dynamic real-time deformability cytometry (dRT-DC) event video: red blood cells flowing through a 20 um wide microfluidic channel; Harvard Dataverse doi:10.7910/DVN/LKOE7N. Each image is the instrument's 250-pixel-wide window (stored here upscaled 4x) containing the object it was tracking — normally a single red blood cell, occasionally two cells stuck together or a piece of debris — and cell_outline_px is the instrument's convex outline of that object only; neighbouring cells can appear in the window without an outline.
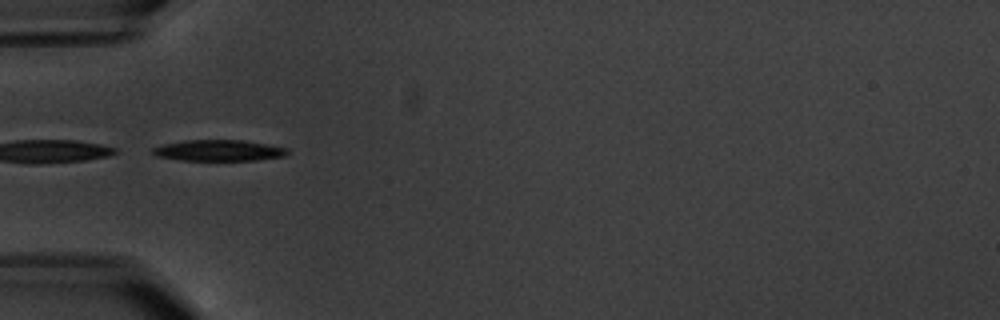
{"species": "common noctule bat (a hibernating species)", "species_latin": "Nyctalus noctula", "temperature_condition": "warm", "stored_images_in_passage": 11, "segment_of_instrument_passage": [2, 2], "camera_frame_rate_fps": 3000, "um_per_image_px": 0.085, "animal": {"sex": "male", "body_mass_g": 20.1, "forearm_length_mm": 53.5}, "frame": {"image": 1, "passage_image": 5, "time_ms": 5.667, "image_size_px": [1000, 320], "cell_outline_px": [[288, 152], [284, 156], [256, 160], [180, 160], [156, 156], [152, 152], [152, 148], [164, 144], [184, 140], [244, 140], [268, 144], [288, 148]], "centroid_in_image_um": [18.59, 12.78], "position_along_channel_um": 66.4, "area_um2": 16.53}}
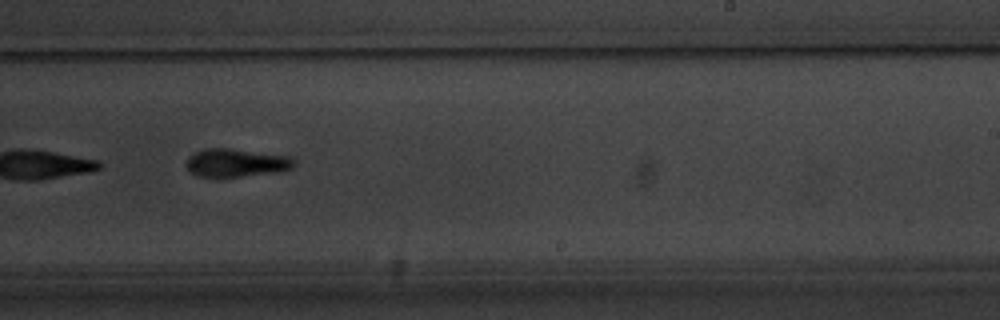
{"frame": {"image": 2, "passage_image": 10, "time_ms": 11.667, "image_size_px": [1000, 320], "cell_outline_px": [[296, 164], [292, 168], [272, 172], [240, 176], [196, 176], [184, 164], [188, 156], [204, 148], [228, 148], [292, 156], [296, 160]], "centroid_in_image_um": [20.07, 13.81], "position_along_channel_um": 268.9, "area_um2": 17.57}}
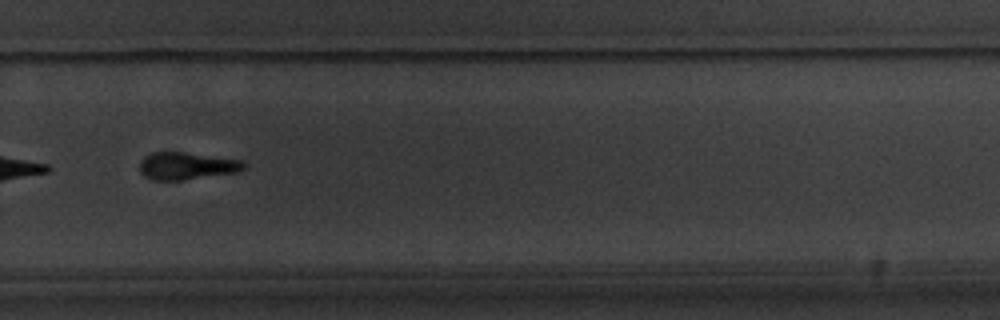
{"frame": {"image": 3, "passage_image": 11, "time_ms": 13.0, "image_size_px": [1000, 320], "cell_outline_px": [[248, 168], [240, 172], [184, 180], [152, 180], [144, 176], [140, 172], [140, 160], [144, 156], [152, 152], [184, 152], [244, 160], [248, 164]], "centroid_in_image_um": [15.94, 14.1], "position_along_channel_um": 313.9, "area_um2": 17.05}}